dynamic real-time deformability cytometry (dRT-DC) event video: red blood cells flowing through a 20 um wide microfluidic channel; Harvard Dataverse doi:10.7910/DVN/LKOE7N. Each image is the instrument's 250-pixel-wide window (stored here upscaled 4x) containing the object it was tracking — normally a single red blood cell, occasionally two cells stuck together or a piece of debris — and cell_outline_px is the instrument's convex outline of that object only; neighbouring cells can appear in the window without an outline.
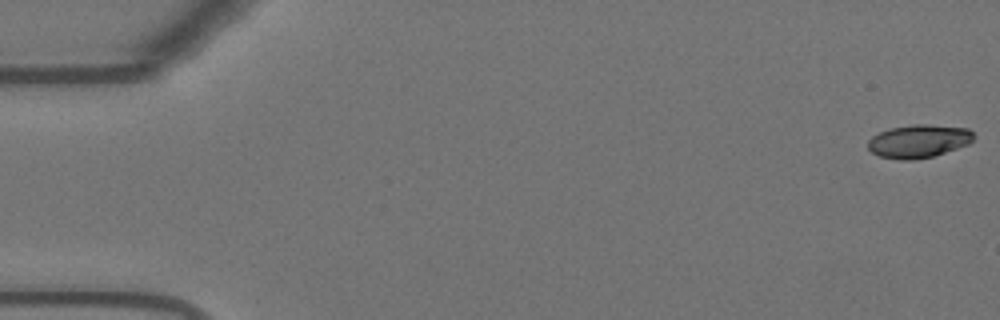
{"species": "Egyptian fruit bat (a non-hibernating species)", "species_latin": "Rousettus aegyptiacus", "temperature_condition": "warm", "stored_images_in_passage": 55, "camera_frame_rate_fps": 3000, "um_per_image_px": 0.085, "animal": {"sex": "female"}, "frame": {"image": 1, "passage_image": 1, "time_ms": 0.0, "image_size_px": [1000, 320], "cell_outline_px": [[976, 136], [968, 144], [932, 156], [912, 160], [900, 160], [880, 156], [872, 152], [868, 148], [868, 140], [872, 136], [888, 128], [912, 124], [928, 124], [968, 128]], "centroid_in_image_um": [78.07, 11.98], "position_along_channel_um": 6.9, "area_um2": 20.4}}
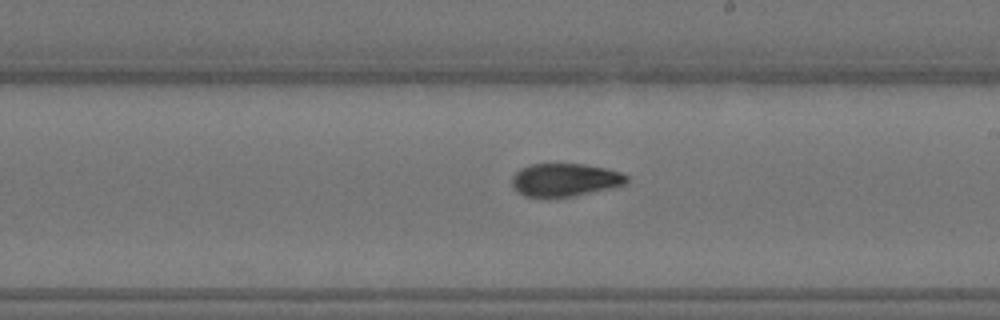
{"frame": {"image": 2, "passage_image": 32, "time_ms": 10.333, "image_size_px": [1000, 320], "cell_outline_px": [[628, 180], [624, 184], [608, 188], [572, 196], [524, 196], [516, 192], [512, 184], [512, 176], [520, 168], [532, 164], [584, 164], [604, 168], [620, 172], [628, 176]], "centroid_in_image_um": [47.98, 15.27], "position_along_channel_um": 241.0, "area_um2": 21.68}}
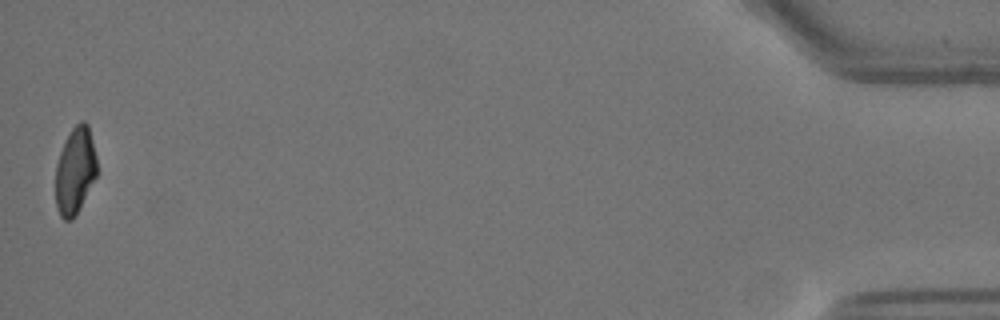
{"frame": {"image": 3, "passage_image": 55, "time_ms": 18.0, "image_size_px": [1000, 320], "cell_outline_px": [[96, 176], [76, 216], [72, 220], [64, 220], [60, 216], [56, 204], [56, 164], [60, 152], [72, 128], [80, 120], [84, 120], [88, 124], [96, 156]], "centroid_in_image_um": [6.38, 14.52], "position_along_channel_um": 428.8, "area_um2": 20.75}, "authors_computed_cell_mechanics": {"area_um2": 22.1374, "velocity_mm_per_s": 3.6784, "shape_relaxation_time_tau1_ms": 8.5096, "shape_relaxation_time_tau2_ms": 3.2294, "deformation_change_tau1": 0.2558, "deformation_change_tau2": 0.073}}